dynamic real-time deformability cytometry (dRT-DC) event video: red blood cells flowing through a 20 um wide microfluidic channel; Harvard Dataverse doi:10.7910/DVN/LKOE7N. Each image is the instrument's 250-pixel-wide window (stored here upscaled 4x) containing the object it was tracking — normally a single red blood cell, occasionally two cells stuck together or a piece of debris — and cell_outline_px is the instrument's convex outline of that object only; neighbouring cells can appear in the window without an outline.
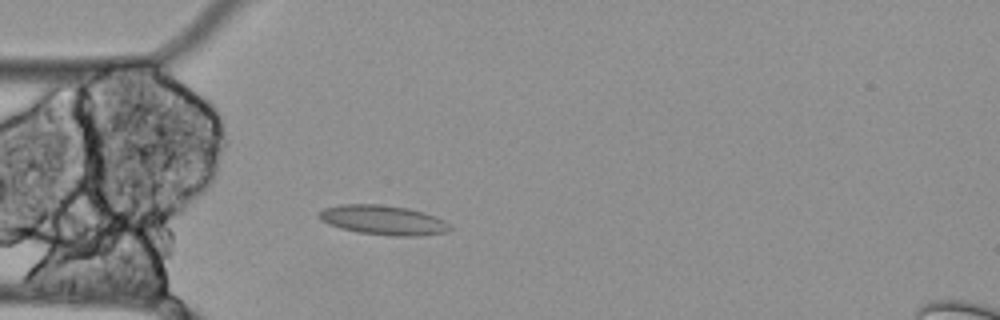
{"species": "Egyptian fruit bat (a non-hibernating species)", "species_latin": "Rousettus aegyptiacus", "temperature_condition": "cold", "stored_images_in_passage": 45, "camera_frame_rate_fps": 3000, "um_per_image_px": 0.085, "animal": {"sex": "female"}, "frame": {"image": 1, "passage_image": 9, "time_ms": 2.667, "image_size_px": [1000, 320], "cell_outline_px": [[452, 228], [448, 232], [420, 236], [392, 236], [360, 232], [340, 228], [328, 224], [320, 220], [316, 216], [324, 208], [340, 204], [376, 204], [408, 208], [424, 212], [436, 216], [444, 220]], "centroid_in_image_um": [32.58, 18.71], "position_along_channel_um": 52.4, "area_um2": 22.66}}
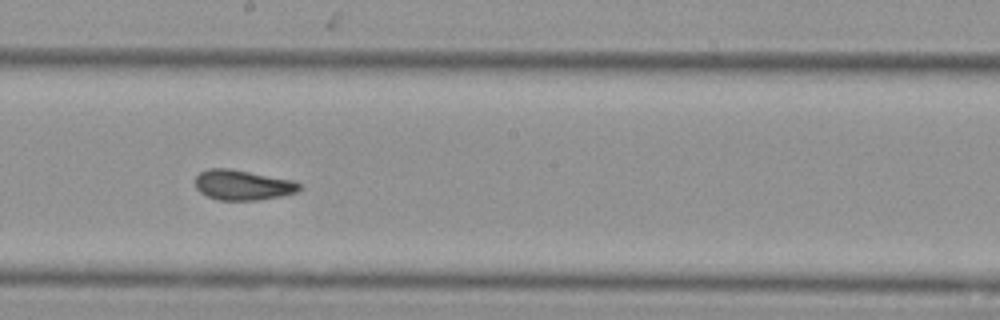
{"frame": {"image": 2, "passage_image": 24, "time_ms": 7.667, "image_size_px": [1000, 320], "cell_outline_px": [[300, 188], [296, 192], [280, 196], [256, 200], [216, 200], [200, 192], [196, 188], [196, 176], [200, 172], [208, 168], [228, 168], [296, 180], [300, 184]], "centroid_in_image_um": [20.63, 15.72], "position_along_channel_um": 227.6, "area_um2": 18.32}}
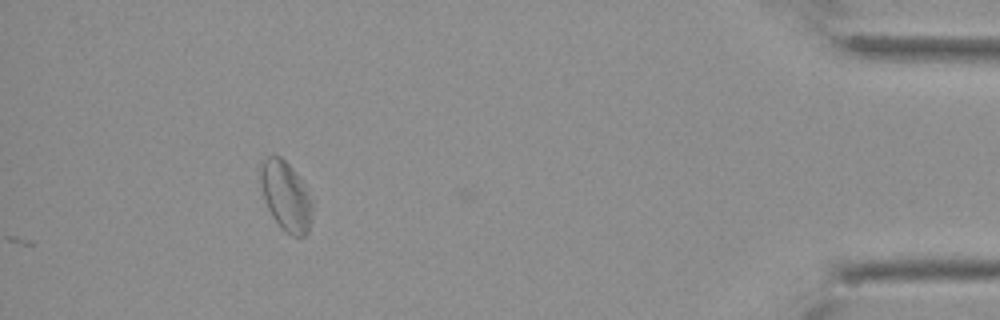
{"frame": {"image": 3, "passage_image": 45, "time_ms": 14.667, "image_size_px": [1000, 320], "cell_outline_px": [[312, 212], [308, 232], [304, 236], [292, 236], [284, 232], [272, 216], [264, 200], [260, 184], [260, 168], [264, 160], [268, 156], [280, 156], [296, 172], [304, 184], [312, 200]], "centroid_in_image_um": [24.3, 16.68], "position_along_channel_um": 410.9, "area_um2": 20.98}, "authors_computed_cell_mechanics": {"area_um2": 18.496, "velocity_mm_per_s": 3.442, "shape_relaxation_time_tau1_ms": null, "shape_relaxation_time_tau2_ms": 4.5611, "deformation_change_tau1": null, "deformation_change_tau2": 0.0642}}